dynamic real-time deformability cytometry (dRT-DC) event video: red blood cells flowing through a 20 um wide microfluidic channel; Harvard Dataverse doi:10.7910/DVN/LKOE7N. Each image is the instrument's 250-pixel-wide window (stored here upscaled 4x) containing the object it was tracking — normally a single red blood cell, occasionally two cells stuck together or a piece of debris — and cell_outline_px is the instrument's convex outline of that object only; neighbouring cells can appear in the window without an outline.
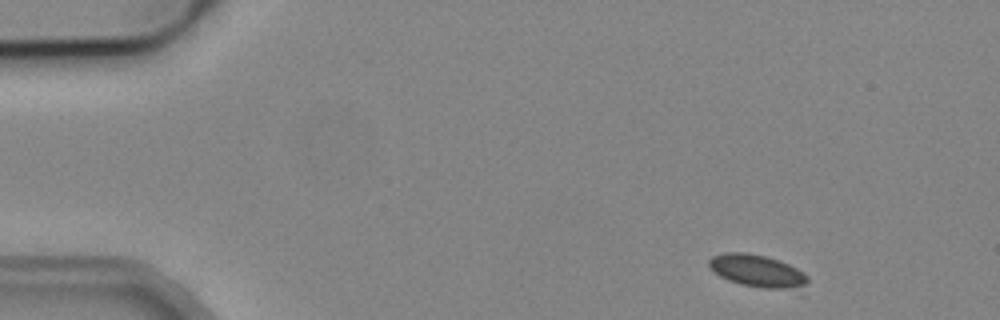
{"species": "common noctule bat (a hibernating species)", "species_latin": "Nyctalus noctula", "temperature_condition": "cold", "stored_images_in_passage": 4, "camera_frame_rate_fps": 3000, "um_per_image_px": 0.085, "animal": {"sex": "male", "body_mass_g": 19.2, "forearm_length_mm": 51.8}, "frame": {"image": 1, "passage_image": 1, "time_ms": 0.0, "image_size_px": [1000, 320], "cell_outline_px": [[808, 280], [804, 296], [740, 284], [728, 280], [720, 276], [708, 264], [708, 260], [712, 256], [724, 252], [744, 252], [764, 256], [788, 264], [804, 272], [808, 276]], "centroid_in_image_um": [64.56, 23.14], "position_along_channel_um": 20.4, "area_um2": 19.77}}
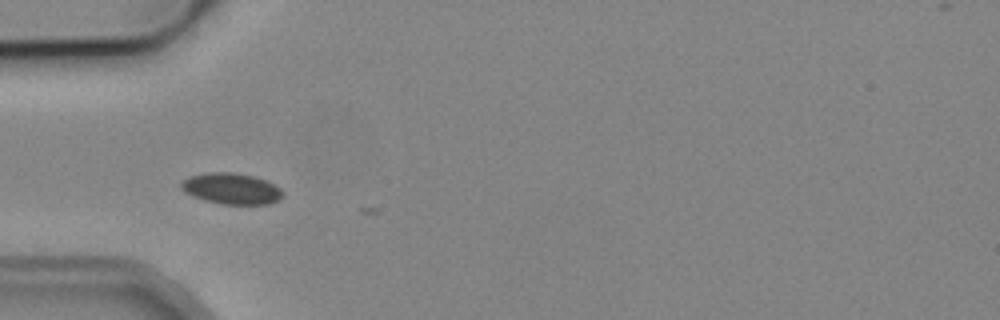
{"frame": {"image": 2, "passage_image": 4, "time_ms": 3.667, "image_size_px": [1000, 320], "cell_outline_px": [[284, 196], [280, 200], [268, 204], [220, 204], [204, 200], [192, 196], [180, 188], [180, 184], [188, 176], [208, 172], [232, 172], [252, 176], [264, 180], [280, 188], [284, 192]], "centroid_in_image_um": [19.67, 16.04], "position_along_channel_um": 65.3, "area_um2": 18.44}}